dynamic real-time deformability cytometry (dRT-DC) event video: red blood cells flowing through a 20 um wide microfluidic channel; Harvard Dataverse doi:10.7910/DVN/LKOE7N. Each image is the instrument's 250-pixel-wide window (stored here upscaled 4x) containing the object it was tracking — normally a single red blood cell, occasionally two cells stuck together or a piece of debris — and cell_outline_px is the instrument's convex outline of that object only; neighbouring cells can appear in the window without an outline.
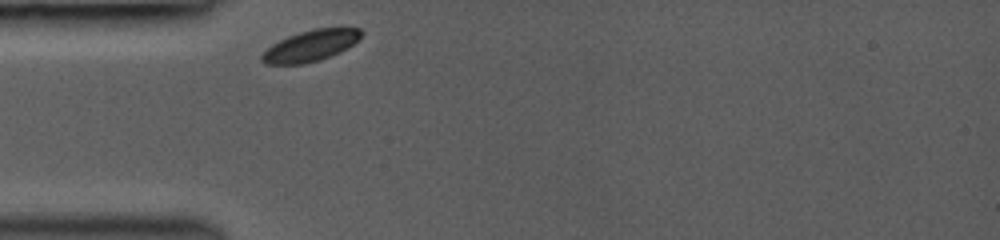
{"species": "common noctule bat (a hibernating species)", "species_latin": "Nyctalus noctula", "temperature_condition": "room temperature", "stored_images_in_passage": 14, "camera_frame_rate_fps": 3000, "um_per_image_px": 0.085, "animal": {"sex": "female", "body_mass_g": 19.0, "forearm_length_mm": 53.3}, "frame": {"image": 1, "passage_image": 1, "time_ms": 0.0, "image_size_px": [1000, 240], "cell_outline_px": [[364, 32], [360, 40], [348, 48], [340, 52], [320, 60], [304, 64], [264, 64], [260, 60], [260, 56], [272, 44], [288, 36], [300, 32], [316, 28], [360, 28]], "centroid_in_image_um": [26.44, 3.89], "position_along_channel_um": 58.6, "area_um2": 18.15}}
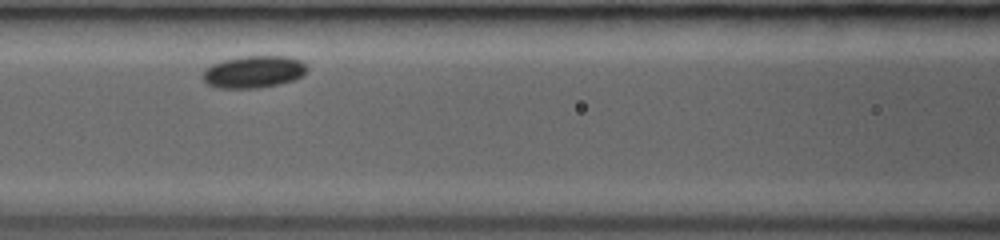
{"frame": {"image": 2, "passage_image": 8, "time_ms": 2.333, "image_size_px": [1000, 240], "cell_outline_px": [[308, 68], [304, 76], [296, 80], [280, 84], [256, 88], [216, 88], [208, 84], [204, 80], [204, 72], [212, 64], [220, 60], [244, 56], [284, 56], [300, 60]], "centroid_in_image_um": [21.6, 6.11], "position_along_channel_um": 145.0, "area_um2": 19.59}}
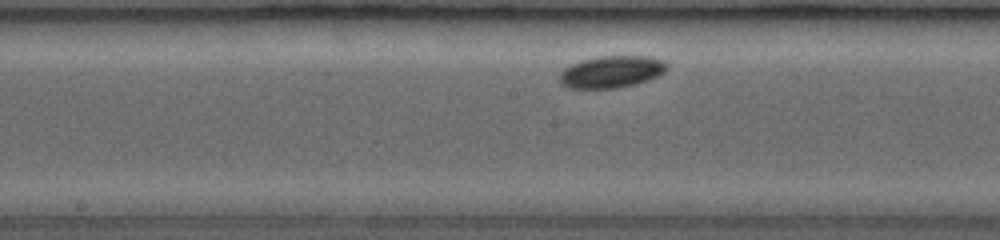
{"frame": {"image": 3, "passage_image": 12, "time_ms": 3.667, "image_size_px": [1000, 240], "cell_outline_px": [[668, 68], [664, 72], [648, 80], [636, 84], [616, 88], [568, 88], [560, 84], [560, 72], [564, 68], [580, 60], [596, 56], [648, 56], [664, 60], [668, 64]], "centroid_in_image_um": [51.97, 6.09], "position_along_channel_um": 196.2, "area_um2": 20.17}}